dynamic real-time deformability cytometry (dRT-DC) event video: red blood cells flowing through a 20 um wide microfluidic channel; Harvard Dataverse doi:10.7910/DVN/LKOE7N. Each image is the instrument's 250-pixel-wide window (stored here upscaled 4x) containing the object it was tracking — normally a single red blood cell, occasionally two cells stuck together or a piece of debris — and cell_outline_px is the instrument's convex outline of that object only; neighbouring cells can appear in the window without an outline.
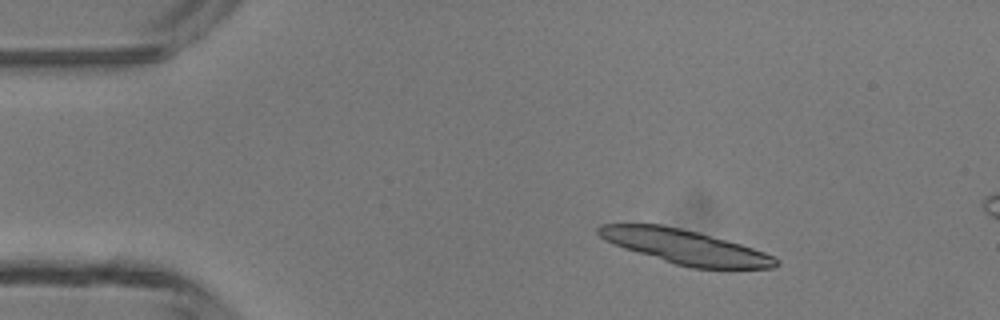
{"species": "common noctule bat (a hibernating species)", "species_latin": "Nyctalus noctula", "temperature_condition": "room temperature", "stored_images_in_passage": 4, "camera_frame_rate_fps": 3000, "um_per_image_px": 0.085, "animal": {"sex": "male", "body_mass_g": 13.3}, "frame": {"image": 1, "passage_image": 1, "time_ms": 0.0, "image_size_px": [1000, 320], "cell_outline_px": [[780, 264], [776, 268], [692, 268], [676, 264], [624, 248], [604, 240], [596, 232], [596, 228], [600, 224], [660, 224], [700, 232], [740, 244], [764, 252], [780, 260]], "centroid_in_image_um": [58.24, 20.97], "position_along_channel_um": 26.8, "area_um2": 35.26}}
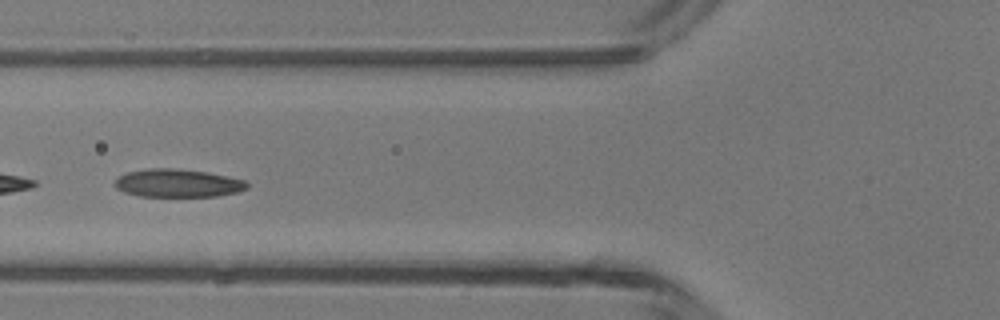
{"frame": {"image": 2, "passage_image": 4, "time_ms": 3.667, "image_size_px": [1000, 320], "cell_outline_px": [[248, 188], [236, 192], [216, 196], [140, 196], [124, 192], [116, 188], [112, 184], [116, 176], [128, 172], [148, 168], [172, 168], [208, 172], [244, 180], [248, 184]], "centroid_in_image_um": [15.04, 15.56], "position_along_channel_um": 110.8, "area_um2": 21.68}}